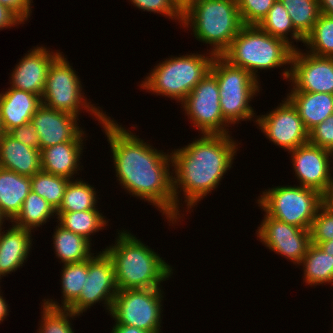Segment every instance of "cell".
I'll list each match as a JSON object with an SVG mask.
<instances>
[{
	"instance_id": "d6986e66",
	"label": "cell",
	"mask_w": 333,
	"mask_h": 333,
	"mask_svg": "<svg viewBox=\"0 0 333 333\" xmlns=\"http://www.w3.org/2000/svg\"><path fill=\"white\" fill-rule=\"evenodd\" d=\"M0 228V278L20 270L28 261L33 246L31 230L14 224ZM7 231V232H6ZM21 267V268H20Z\"/></svg>"
},
{
	"instance_id": "9c48e42d",
	"label": "cell",
	"mask_w": 333,
	"mask_h": 333,
	"mask_svg": "<svg viewBox=\"0 0 333 333\" xmlns=\"http://www.w3.org/2000/svg\"><path fill=\"white\" fill-rule=\"evenodd\" d=\"M256 203L268 216L287 224L309 229L321 206V194L300 185H278L262 191Z\"/></svg>"
},
{
	"instance_id": "60d3db41",
	"label": "cell",
	"mask_w": 333,
	"mask_h": 333,
	"mask_svg": "<svg viewBox=\"0 0 333 333\" xmlns=\"http://www.w3.org/2000/svg\"><path fill=\"white\" fill-rule=\"evenodd\" d=\"M32 3L33 0H0V4L13 10L26 23L32 15Z\"/></svg>"
},
{
	"instance_id": "d4e9b609",
	"label": "cell",
	"mask_w": 333,
	"mask_h": 333,
	"mask_svg": "<svg viewBox=\"0 0 333 333\" xmlns=\"http://www.w3.org/2000/svg\"><path fill=\"white\" fill-rule=\"evenodd\" d=\"M52 240L55 257L60 260L58 262L62 265L85 261L95 254L92 242L81 235L64 229L57 223Z\"/></svg>"
},
{
	"instance_id": "f907efd6",
	"label": "cell",
	"mask_w": 333,
	"mask_h": 333,
	"mask_svg": "<svg viewBox=\"0 0 333 333\" xmlns=\"http://www.w3.org/2000/svg\"><path fill=\"white\" fill-rule=\"evenodd\" d=\"M4 133V129L2 127L1 116H0V136Z\"/></svg>"
},
{
	"instance_id": "8fae6325",
	"label": "cell",
	"mask_w": 333,
	"mask_h": 333,
	"mask_svg": "<svg viewBox=\"0 0 333 333\" xmlns=\"http://www.w3.org/2000/svg\"><path fill=\"white\" fill-rule=\"evenodd\" d=\"M219 85L209 71L181 103L193 129L200 134H230L231 125L223 118ZM230 132V133H229Z\"/></svg>"
},
{
	"instance_id": "44dd1931",
	"label": "cell",
	"mask_w": 333,
	"mask_h": 333,
	"mask_svg": "<svg viewBox=\"0 0 333 333\" xmlns=\"http://www.w3.org/2000/svg\"><path fill=\"white\" fill-rule=\"evenodd\" d=\"M4 91L0 92V116L4 133H8L31 121L42 101L40 96L14 87Z\"/></svg>"
},
{
	"instance_id": "603a6c76",
	"label": "cell",
	"mask_w": 333,
	"mask_h": 333,
	"mask_svg": "<svg viewBox=\"0 0 333 333\" xmlns=\"http://www.w3.org/2000/svg\"><path fill=\"white\" fill-rule=\"evenodd\" d=\"M286 98L296 108L308 131L333 114V94L289 91Z\"/></svg>"
},
{
	"instance_id": "7dc6e473",
	"label": "cell",
	"mask_w": 333,
	"mask_h": 333,
	"mask_svg": "<svg viewBox=\"0 0 333 333\" xmlns=\"http://www.w3.org/2000/svg\"><path fill=\"white\" fill-rule=\"evenodd\" d=\"M323 251L333 256V240H329L326 242H321L318 245Z\"/></svg>"
},
{
	"instance_id": "f35d334b",
	"label": "cell",
	"mask_w": 333,
	"mask_h": 333,
	"mask_svg": "<svg viewBox=\"0 0 333 333\" xmlns=\"http://www.w3.org/2000/svg\"><path fill=\"white\" fill-rule=\"evenodd\" d=\"M308 142L333 151V114L309 131Z\"/></svg>"
},
{
	"instance_id": "e0dca14e",
	"label": "cell",
	"mask_w": 333,
	"mask_h": 333,
	"mask_svg": "<svg viewBox=\"0 0 333 333\" xmlns=\"http://www.w3.org/2000/svg\"><path fill=\"white\" fill-rule=\"evenodd\" d=\"M79 119L41 104L31 118L39 136V150L63 142L86 141L88 134L80 127Z\"/></svg>"
},
{
	"instance_id": "30bf717a",
	"label": "cell",
	"mask_w": 333,
	"mask_h": 333,
	"mask_svg": "<svg viewBox=\"0 0 333 333\" xmlns=\"http://www.w3.org/2000/svg\"><path fill=\"white\" fill-rule=\"evenodd\" d=\"M163 288L119 290L109 312L114 324H123L138 329L163 333Z\"/></svg>"
},
{
	"instance_id": "ac0fdd59",
	"label": "cell",
	"mask_w": 333,
	"mask_h": 333,
	"mask_svg": "<svg viewBox=\"0 0 333 333\" xmlns=\"http://www.w3.org/2000/svg\"><path fill=\"white\" fill-rule=\"evenodd\" d=\"M27 52L11 70L9 84L10 87L42 97L49 66L61 52L50 51L49 47L43 45L33 46Z\"/></svg>"
},
{
	"instance_id": "3957f363",
	"label": "cell",
	"mask_w": 333,
	"mask_h": 333,
	"mask_svg": "<svg viewBox=\"0 0 333 333\" xmlns=\"http://www.w3.org/2000/svg\"><path fill=\"white\" fill-rule=\"evenodd\" d=\"M117 232L115 241L103 250L113 261L118 290L162 288L174 267L130 230Z\"/></svg>"
},
{
	"instance_id": "f6af8a7d",
	"label": "cell",
	"mask_w": 333,
	"mask_h": 333,
	"mask_svg": "<svg viewBox=\"0 0 333 333\" xmlns=\"http://www.w3.org/2000/svg\"><path fill=\"white\" fill-rule=\"evenodd\" d=\"M7 302L8 301H6V299L3 297V292L0 285V324L1 322L3 323L5 319H7L9 312H11L9 308L10 306H8L9 304Z\"/></svg>"
},
{
	"instance_id": "4dcf8cb0",
	"label": "cell",
	"mask_w": 333,
	"mask_h": 333,
	"mask_svg": "<svg viewBox=\"0 0 333 333\" xmlns=\"http://www.w3.org/2000/svg\"><path fill=\"white\" fill-rule=\"evenodd\" d=\"M257 26L264 32L285 40L294 49L298 48V44L295 45L294 42L304 43L305 38L294 28L292 20L280 0L274 2L267 15Z\"/></svg>"
},
{
	"instance_id": "8d00e7d4",
	"label": "cell",
	"mask_w": 333,
	"mask_h": 333,
	"mask_svg": "<svg viewBox=\"0 0 333 333\" xmlns=\"http://www.w3.org/2000/svg\"><path fill=\"white\" fill-rule=\"evenodd\" d=\"M309 232L312 244L319 245L321 242L333 240V211L320 206Z\"/></svg>"
},
{
	"instance_id": "5bb4252c",
	"label": "cell",
	"mask_w": 333,
	"mask_h": 333,
	"mask_svg": "<svg viewBox=\"0 0 333 333\" xmlns=\"http://www.w3.org/2000/svg\"><path fill=\"white\" fill-rule=\"evenodd\" d=\"M256 229V237L270 251L298 267L311 243L309 229L274 219L266 213Z\"/></svg>"
},
{
	"instance_id": "ab89813d",
	"label": "cell",
	"mask_w": 333,
	"mask_h": 333,
	"mask_svg": "<svg viewBox=\"0 0 333 333\" xmlns=\"http://www.w3.org/2000/svg\"><path fill=\"white\" fill-rule=\"evenodd\" d=\"M8 133L22 144L39 150V136L32 121L27 122L25 125L15 127Z\"/></svg>"
},
{
	"instance_id": "ffe728a7",
	"label": "cell",
	"mask_w": 333,
	"mask_h": 333,
	"mask_svg": "<svg viewBox=\"0 0 333 333\" xmlns=\"http://www.w3.org/2000/svg\"><path fill=\"white\" fill-rule=\"evenodd\" d=\"M85 143L69 141L40 150L42 170L70 180L75 179L84 170L81 160L83 149H86Z\"/></svg>"
},
{
	"instance_id": "484cf974",
	"label": "cell",
	"mask_w": 333,
	"mask_h": 333,
	"mask_svg": "<svg viewBox=\"0 0 333 333\" xmlns=\"http://www.w3.org/2000/svg\"><path fill=\"white\" fill-rule=\"evenodd\" d=\"M61 303L55 298L43 299L41 303L53 307L68 309L80 296L88 275V259L81 262L63 264L61 267Z\"/></svg>"
},
{
	"instance_id": "7402d4cb",
	"label": "cell",
	"mask_w": 333,
	"mask_h": 333,
	"mask_svg": "<svg viewBox=\"0 0 333 333\" xmlns=\"http://www.w3.org/2000/svg\"><path fill=\"white\" fill-rule=\"evenodd\" d=\"M0 167L32 177L42 170L41 152L22 144L9 133H3L0 136Z\"/></svg>"
},
{
	"instance_id": "4fadbf2b",
	"label": "cell",
	"mask_w": 333,
	"mask_h": 333,
	"mask_svg": "<svg viewBox=\"0 0 333 333\" xmlns=\"http://www.w3.org/2000/svg\"><path fill=\"white\" fill-rule=\"evenodd\" d=\"M281 101L273 110L257 115L255 124L270 142L289 152L308 142L309 131L292 103L286 97Z\"/></svg>"
},
{
	"instance_id": "d6a6232c",
	"label": "cell",
	"mask_w": 333,
	"mask_h": 333,
	"mask_svg": "<svg viewBox=\"0 0 333 333\" xmlns=\"http://www.w3.org/2000/svg\"><path fill=\"white\" fill-rule=\"evenodd\" d=\"M280 2L286 8L294 28L305 38L321 14L318 0H280Z\"/></svg>"
},
{
	"instance_id": "ba28073f",
	"label": "cell",
	"mask_w": 333,
	"mask_h": 333,
	"mask_svg": "<svg viewBox=\"0 0 333 333\" xmlns=\"http://www.w3.org/2000/svg\"><path fill=\"white\" fill-rule=\"evenodd\" d=\"M63 53L61 52L49 66L45 90L41 97L42 104L77 117L86 111L92 119L98 121V125H101L108 114L88 100L78 72Z\"/></svg>"
},
{
	"instance_id": "d590c367",
	"label": "cell",
	"mask_w": 333,
	"mask_h": 333,
	"mask_svg": "<svg viewBox=\"0 0 333 333\" xmlns=\"http://www.w3.org/2000/svg\"><path fill=\"white\" fill-rule=\"evenodd\" d=\"M138 10L157 13L182 25L183 9L175 0H129Z\"/></svg>"
},
{
	"instance_id": "6da1fadb",
	"label": "cell",
	"mask_w": 333,
	"mask_h": 333,
	"mask_svg": "<svg viewBox=\"0 0 333 333\" xmlns=\"http://www.w3.org/2000/svg\"><path fill=\"white\" fill-rule=\"evenodd\" d=\"M118 123L108 115L100 126L110 144L116 181L127 194L154 206L169 226H177L171 152L158 150L132 133L137 125L131 131Z\"/></svg>"
},
{
	"instance_id": "bcb514c9",
	"label": "cell",
	"mask_w": 333,
	"mask_h": 333,
	"mask_svg": "<svg viewBox=\"0 0 333 333\" xmlns=\"http://www.w3.org/2000/svg\"><path fill=\"white\" fill-rule=\"evenodd\" d=\"M320 12L333 17V0H318Z\"/></svg>"
},
{
	"instance_id": "e575fe53",
	"label": "cell",
	"mask_w": 333,
	"mask_h": 333,
	"mask_svg": "<svg viewBox=\"0 0 333 333\" xmlns=\"http://www.w3.org/2000/svg\"><path fill=\"white\" fill-rule=\"evenodd\" d=\"M41 307V318L36 333H75L72 320L79 318V314L69 309L49 307L43 303Z\"/></svg>"
},
{
	"instance_id": "7bdbcfd3",
	"label": "cell",
	"mask_w": 333,
	"mask_h": 333,
	"mask_svg": "<svg viewBox=\"0 0 333 333\" xmlns=\"http://www.w3.org/2000/svg\"><path fill=\"white\" fill-rule=\"evenodd\" d=\"M321 206L326 210L333 211V167L329 183L326 189L321 193Z\"/></svg>"
},
{
	"instance_id": "277c9868",
	"label": "cell",
	"mask_w": 333,
	"mask_h": 333,
	"mask_svg": "<svg viewBox=\"0 0 333 333\" xmlns=\"http://www.w3.org/2000/svg\"><path fill=\"white\" fill-rule=\"evenodd\" d=\"M293 51L285 40L264 32L257 25H244L221 56L233 66L248 71L259 82L260 71L282 67L280 75L287 82Z\"/></svg>"
},
{
	"instance_id": "52a82bcc",
	"label": "cell",
	"mask_w": 333,
	"mask_h": 333,
	"mask_svg": "<svg viewBox=\"0 0 333 333\" xmlns=\"http://www.w3.org/2000/svg\"><path fill=\"white\" fill-rule=\"evenodd\" d=\"M210 72L219 85L223 118L233 127L242 121L256 123L257 114L251 107V101L262 91L261 82L245 69L230 64L222 56L214 57Z\"/></svg>"
},
{
	"instance_id": "cb8c5ba5",
	"label": "cell",
	"mask_w": 333,
	"mask_h": 333,
	"mask_svg": "<svg viewBox=\"0 0 333 333\" xmlns=\"http://www.w3.org/2000/svg\"><path fill=\"white\" fill-rule=\"evenodd\" d=\"M31 191L30 177L0 167V215L11 222Z\"/></svg>"
},
{
	"instance_id": "c3c4849f",
	"label": "cell",
	"mask_w": 333,
	"mask_h": 333,
	"mask_svg": "<svg viewBox=\"0 0 333 333\" xmlns=\"http://www.w3.org/2000/svg\"><path fill=\"white\" fill-rule=\"evenodd\" d=\"M175 1L182 9H184L193 0H175Z\"/></svg>"
},
{
	"instance_id": "74e56055",
	"label": "cell",
	"mask_w": 333,
	"mask_h": 333,
	"mask_svg": "<svg viewBox=\"0 0 333 333\" xmlns=\"http://www.w3.org/2000/svg\"><path fill=\"white\" fill-rule=\"evenodd\" d=\"M276 0H237L243 25H258Z\"/></svg>"
},
{
	"instance_id": "9a60e30c",
	"label": "cell",
	"mask_w": 333,
	"mask_h": 333,
	"mask_svg": "<svg viewBox=\"0 0 333 333\" xmlns=\"http://www.w3.org/2000/svg\"><path fill=\"white\" fill-rule=\"evenodd\" d=\"M289 91L333 94V57L313 55L299 47L291 57Z\"/></svg>"
},
{
	"instance_id": "7a4b0ae2",
	"label": "cell",
	"mask_w": 333,
	"mask_h": 333,
	"mask_svg": "<svg viewBox=\"0 0 333 333\" xmlns=\"http://www.w3.org/2000/svg\"><path fill=\"white\" fill-rule=\"evenodd\" d=\"M199 136L185 147L179 146L171 151L175 222L180 225L185 214H191L201 200L221 185L226 173L233 169L242 143L234 140L232 133Z\"/></svg>"
},
{
	"instance_id": "f546056e",
	"label": "cell",
	"mask_w": 333,
	"mask_h": 333,
	"mask_svg": "<svg viewBox=\"0 0 333 333\" xmlns=\"http://www.w3.org/2000/svg\"><path fill=\"white\" fill-rule=\"evenodd\" d=\"M78 178V179H77ZM75 180L71 179L67 184L63 200L56 213L66 212H82L85 210L100 209L99 192L96 191L94 185H90L85 182L81 177H77Z\"/></svg>"
},
{
	"instance_id": "8992f818",
	"label": "cell",
	"mask_w": 333,
	"mask_h": 333,
	"mask_svg": "<svg viewBox=\"0 0 333 333\" xmlns=\"http://www.w3.org/2000/svg\"><path fill=\"white\" fill-rule=\"evenodd\" d=\"M186 53L163 58L147 73L139 84L140 89L160 97L182 103L193 88L210 71L215 57L210 52ZM206 53V54H205Z\"/></svg>"
},
{
	"instance_id": "1f68e13d",
	"label": "cell",
	"mask_w": 333,
	"mask_h": 333,
	"mask_svg": "<svg viewBox=\"0 0 333 333\" xmlns=\"http://www.w3.org/2000/svg\"><path fill=\"white\" fill-rule=\"evenodd\" d=\"M303 46L306 47L304 51L313 55L333 57V17L321 13Z\"/></svg>"
},
{
	"instance_id": "f1b7e54d",
	"label": "cell",
	"mask_w": 333,
	"mask_h": 333,
	"mask_svg": "<svg viewBox=\"0 0 333 333\" xmlns=\"http://www.w3.org/2000/svg\"><path fill=\"white\" fill-rule=\"evenodd\" d=\"M53 218L57 219L56 210L42 197L30 191L17 216L9 222L15 226L33 231L46 225Z\"/></svg>"
},
{
	"instance_id": "681fc988",
	"label": "cell",
	"mask_w": 333,
	"mask_h": 333,
	"mask_svg": "<svg viewBox=\"0 0 333 333\" xmlns=\"http://www.w3.org/2000/svg\"><path fill=\"white\" fill-rule=\"evenodd\" d=\"M5 222V223H4ZM7 222L5 221V219L0 215V228L2 226H4Z\"/></svg>"
},
{
	"instance_id": "ee69618b",
	"label": "cell",
	"mask_w": 333,
	"mask_h": 333,
	"mask_svg": "<svg viewBox=\"0 0 333 333\" xmlns=\"http://www.w3.org/2000/svg\"><path fill=\"white\" fill-rule=\"evenodd\" d=\"M111 328V333H152L123 324H113Z\"/></svg>"
},
{
	"instance_id": "b9f144b4",
	"label": "cell",
	"mask_w": 333,
	"mask_h": 333,
	"mask_svg": "<svg viewBox=\"0 0 333 333\" xmlns=\"http://www.w3.org/2000/svg\"><path fill=\"white\" fill-rule=\"evenodd\" d=\"M22 24H25L24 21L13 10L0 4V31Z\"/></svg>"
},
{
	"instance_id": "2e32d148",
	"label": "cell",
	"mask_w": 333,
	"mask_h": 333,
	"mask_svg": "<svg viewBox=\"0 0 333 333\" xmlns=\"http://www.w3.org/2000/svg\"><path fill=\"white\" fill-rule=\"evenodd\" d=\"M288 153L293 165V174L299 185L314 189L321 194L331 177L333 167L331 151L307 142Z\"/></svg>"
},
{
	"instance_id": "83f0119b",
	"label": "cell",
	"mask_w": 333,
	"mask_h": 333,
	"mask_svg": "<svg viewBox=\"0 0 333 333\" xmlns=\"http://www.w3.org/2000/svg\"><path fill=\"white\" fill-rule=\"evenodd\" d=\"M100 211L93 209L82 212L56 213L57 220L55 222L64 229L81 235L91 242L92 236L110 226L108 225L110 219L106 218Z\"/></svg>"
},
{
	"instance_id": "836d02e7",
	"label": "cell",
	"mask_w": 333,
	"mask_h": 333,
	"mask_svg": "<svg viewBox=\"0 0 333 333\" xmlns=\"http://www.w3.org/2000/svg\"><path fill=\"white\" fill-rule=\"evenodd\" d=\"M31 191L45 199L55 210L62 203L63 195L70 179L40 170L30 177Z\"/></svg>"
},
{
	"instance_id": "4316f807",
	"label": "cell",
	"mask_w": 333,
	"mask_h": 333,
	"mask_svg": "<svg viewBox=\"0 0 333 333\" xmlns=\"http://www.w3.org/2000/svg\"><path fill=\"white\" fill-rule=\"evenodd\" d=\"M303 269V284L309 287L333 286V256L323 251L318 245L311 244L298 267Z\"/></svg>"
},
{
	"instance_id": "7c38bea8",
	"label": "cell",
	"mask_w": 333,
	"mask_h": 333,
	"mask_svg": "<svg viewBox=\"0 0 333 333\" xmlns=\"http://www.w3.org/2000/svg\"><path fill=\"white\" fill-rule=\"evenodd\" d=\"M112 259L102 250L88 259V275L79 298L68 308L70 311L84 315L97 303L109 312L118 292Z\"/></svg>"
},
{
	"instance_id": "5b68a950",
	"label": "cell",
	"mask_w": 333,
	"mask_h": 333,
	"mask_svg": "<svg viewBox=\"0 0 333 333\" xmlns=\"http://www.w3.org/2000/svg\"><path fill=\"white\" fill-rule=\"evenodd\" d=\"M243 26L237 0H193L183 9L181 27H192V37L215 56L229 48Z\"/></svg>"
}]
</instances>
